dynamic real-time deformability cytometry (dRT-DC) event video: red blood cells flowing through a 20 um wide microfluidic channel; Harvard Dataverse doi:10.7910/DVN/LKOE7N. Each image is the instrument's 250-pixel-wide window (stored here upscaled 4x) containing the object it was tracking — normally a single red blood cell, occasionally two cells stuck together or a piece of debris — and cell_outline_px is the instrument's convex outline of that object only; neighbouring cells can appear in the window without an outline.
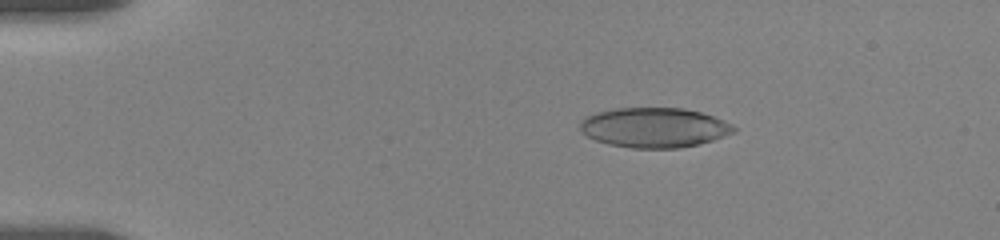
{"species": "human", "species_latin": "Homo sapiens", "temperature_condition": "room temperature", "stored_images_in_passage": 45, "camera_frame_rate_fps": 3000, "um_per_image_px": 0.085, "donor": {"sex": "female"}, "frame": {"image": 1, "passage_image": 7, "time_ms": 3.0, "image_size_px": [1000, 240], "cell_outline_px": [[736, 132], [712, 140], [680, 148], [632, 148], [608, 144], [596, 140], [588, 136], [580, 128], [580, 120], [584, 116], [596, 112], [616, 108], [684, 108], [700, 112], [724, 120], [732, 124], [736, 128]], "centroid_in_image_um": [55.6, 10.84], "position_along_channel_um": 29.4, "area_um2": 35.66}}
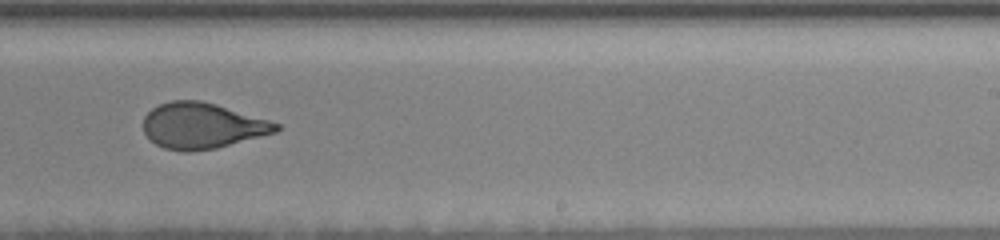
{"frame": {"image": 2, "passage_image": 24, "time_ms": 11.667, "image_size_px": [1000, 240], "cell_outline_px": [[280, 128], [276, 132], [216, 148], [188, 152], [184, 152], [164, 148], [156, 144], [144, 132], [144, 116], [152, 108], [160, 104], [172, 100], [200, 100], [216, 104], [268, 120], [280, 124]], "centroid_in_image_um": [17.17, 10.69], "position_along_channel_um": 271.8, "area_um2": 35.14}}
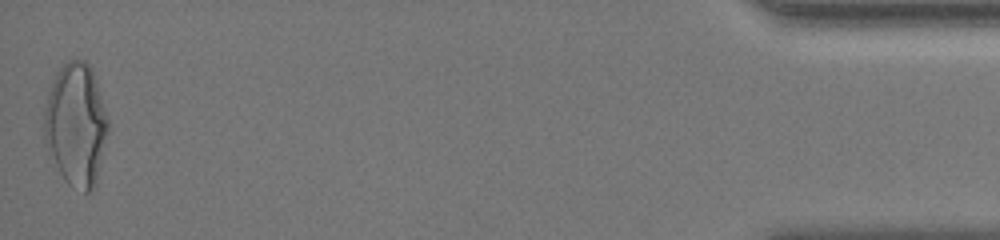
{"frame": {"image": 3, "passage_image": 45, "time_ms": 18.333, "image_size_px": [1000, 240], "cell_outline_px": [[108, 132], [96, 188], [88, 192], [84, 192], [68, 184], [64, 180], [48, 152], [44, 144], [44, 108], [48, 92], [56, 72], [68, 60], [84, 60], [92, 68], [96, 80], [108, 120]], "centroid_in_image_um": [6.46, 10.62], "position_along_channel_um": 428.7, "area_um2": 46.07}, "authors_computed_cell_mechanics": {"area_um2": 36.0672, "velocity_mm_per_s": 3.5696, "shape_relaxation_time_tau1_ms": 6.2301, "shape_relaxation_time_tau2_ms": 0.9514, "deformation_change_tau1": 0.1913, "deformation_change_tau2": 0.0697}}